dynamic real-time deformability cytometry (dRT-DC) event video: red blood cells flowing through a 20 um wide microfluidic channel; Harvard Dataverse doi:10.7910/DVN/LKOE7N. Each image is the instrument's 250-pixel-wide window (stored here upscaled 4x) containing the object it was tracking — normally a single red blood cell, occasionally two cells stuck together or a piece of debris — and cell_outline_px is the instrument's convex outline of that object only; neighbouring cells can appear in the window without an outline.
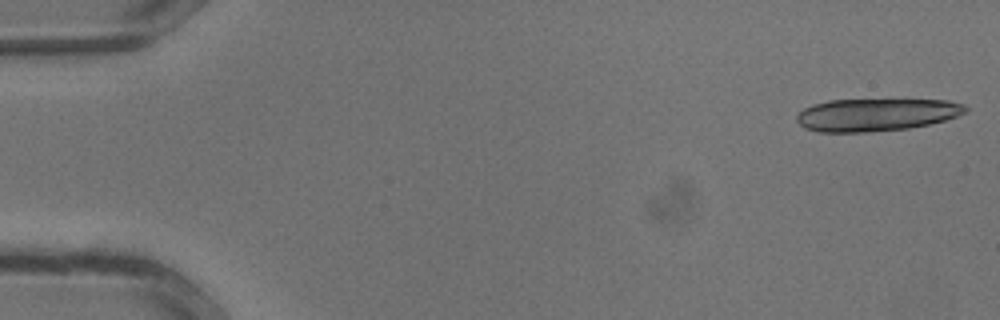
{"species": "common noctule bat (a hibernating species)", "species_latin": "Nyctalus noctula", "temperature_condition": "warm", "stored_images_in_passage": 34, "camera_frame_rate_fps": 3000, "um_per_image_px": 0.085, "animal": {"sex": "male", "body_mass_g": 13.3}, "frame": {"image": 1, "passage_image": 1, "time_ms": 0.0, "image_size_px": [1000, 320], "cell_outline_px": [[968, 112], [944, 120], [928, 124], [908, 128], [872, 132], [820, 132], [804, 128], [796, 120], [796, 116], [804, 108], [812, 104], [828, 100], [948, 100], [964, 104], [968, 108]], "centroid_in_image_um": [74.47, 9.75], "position_along_channel_um": 10.5, "area_um2": 32.08}}
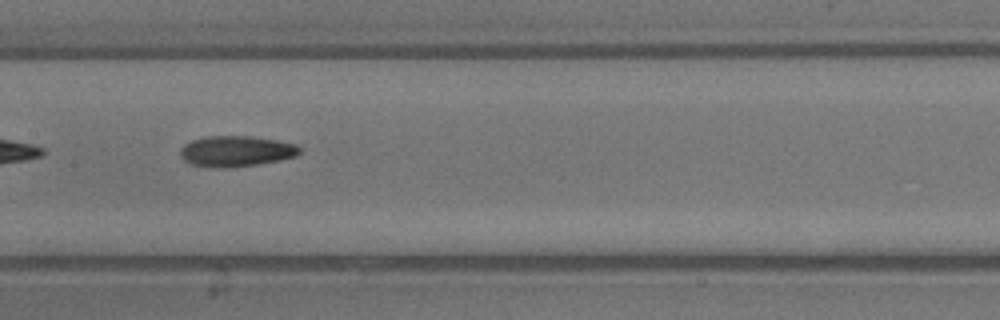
{"frame": {"image": 2, "passage_image": 17, "time_ms": 5.333, "image_size_px": [1000, 320], "cell_outline_px": [[300, 152], [296, 156], [280, 160], [256, 164], [228, 168], [212, 168], [192, 164], [184, 160], [180, 156], [180, 148], [184, 144], [192, 140], [204, 136], [252, 136], [276, 140], [296, 144], [300, 148]], "centroid_in_image_um": [20.04, 12.85], "position_along_channel_um": 187.4, "area_um2": 21.5}}
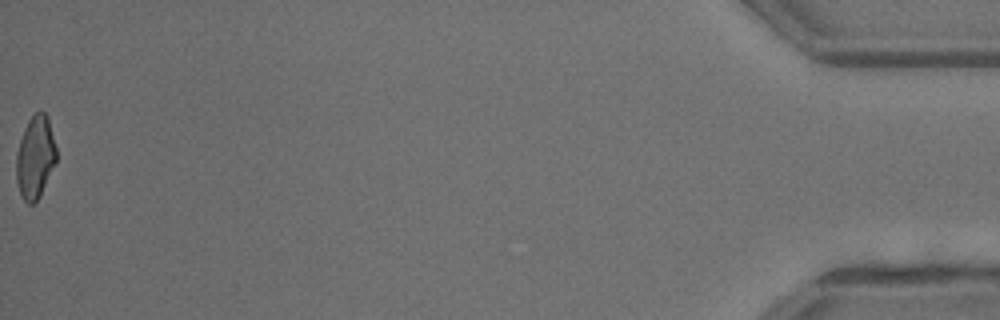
{"frame": {"image": 3, "passage_image": 34, "time_ms": 11.0, "image_size_px": [1000, 320], "cell_outline_px": [[56, 164], [36, 204], [28, 204], [20, 196], [16, 180], [16, 152], [24, 128], [28, 120], [36, 112], [44, 112], [48, 116], [56, 148]], "centroid_in_image_um": [2.99, 13.41], "position_along_channel_um": 432.2, "area_um2": 19.59}}